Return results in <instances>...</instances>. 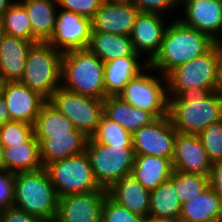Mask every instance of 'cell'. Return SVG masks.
Instances as JSON below:
<instances>
[{
    "mask_svg": "<svg viewBox=\"0 0 222 222\" xmlns=\"http://www.w3.org/2000/svg\"><path fill=\"white\" fill-rule=\"evenodd\" d=\"M217 42L176 19L167 26L159 52L148 62L150 70L167 76L173 69L207 53Z\"/></svg>",
    "mask_w": 222,
    "mask_h": 222,
    "instance_id": "6da1fadb",
    "label": "cell"
},
{
    "mask_svg": "<svg viewBox=\"0 0 222 222\" xmlns=\"http://www.w3.org/2000/svg\"><path fill=\"white\" fill-rule=\"evenodd\" d=\"M168 116L177 132L198 135L222 120V93L217 90L169 97Z\"/></svg>",
    "mask_w": 222,
    "mask_h": 222,
    "instance_id": "7a4b0ae2",
    "label": "cell"
},
{
    "mask_svg": "<svg viewBox=\"0 0 222 222\" xmlns=\"http://www.w3.org/2000/svg\"><path fill=\"white\" fill-rule=\"evenodd\" d=\"M13 206L46 222H54L58 196L45 168L14 174Z\"/></svg>",
    "mask_w": 222,
    "mask_h": 222,
    "instance_id": "3957f363",
    "label": "cell"
},
{
    "mask_svg": "<svg viewBox=\"0 0 222 222\" xmlns=\"http://www.w3.org/2000/svg\"><path fill=\"white\" fill-rule=\"evenodd\" d=\"M61 72V86L66 90L96 99L107 97L104 62L88 48L63 53Z\"/></svg>",
    "mask_w": 222,
    "mask_h": 222,
    "instance_id": "277c9868",
    "label": "cell"
},
{
    "mask_svg": "<svg viewBox=\"0 0 222 222\" xmlns=\"http://www.w3.org/2000/svg\"><path fill=\"white\" fill-rule=\"evenodd\" d=\"M168 93L177 97L187 93L218 90V43L207 53L173 69L167 76Z\"/></svg>",
    "mask_w": 222,
    "mask_h": 222,
    "instance_id": "5b68a950",
    "label": "cell"
},
{
    "mask_svg": "<svg viewBox=\"0 0 222 222\" xmlns=\"http://www.w3.org/2000/svg\"><path fill=\"white\" fill-rule=\"evenodd\" d=\"M62 56L63 53L48 42L33 44L20 82L49 100L61 86Z\"/></svg>",
    "mask_w": 222,
    "mask_h": 222,
    "instance_id": "8992f818",
    "label": "cell"
},
{
    "mask_svg": "<svg viewBox=\"0 0 222 222\" xmlns=\"http://www.w3.org/2000/svg\"><path fill=\"white\" fill-rule=\"evenodd\" d=\"M45 169L58 198L68 194L107 191L96 181L86 151L49 164Z\"/></svg>",
    "mask_w": 222,
    "mask_h": 222,
    "instance_id": "52a82bcc",
    "label": "cell"
},
{
    "mask_svg": "<svg viewBox=\"0 0 222 222\" xmlns=\"http://www.w3.org/2000/svg\"><path fill=\"white\" fill-rule=\"evenodd\" d=\"M86 153L96 181L104 189L132 173L135 157L133 147H113L95 143L89 138Z\"/></svg>",
    "mask_w": 222,
    "mask_h": 222,
    "instance_id": "ba28073f",
    "label": "cell"
},
{
    "mask_svg": "<svg viewBox=\"0 0 222 222\" xmlns=\"http://www.w3.org/2000/svg\"><path fill=\"white\" fill-rule=\"evenodd\" d=\"M48 101L88 138L96 132L103 115V99L83 96L60 86Z\"/></svg>",
    "mask_w": 222,
    "mask_h": 222,
    "instance_id": "9c48e42d",
    "label": "cell"
},
{
    "mask_svg": "<svg viewBox=\"0 0 222 222\" xmlns=\"http://www.w3.org/2000/svg\"><path fill=\"white\" fill-rule=\"evenodd\" d=\"M145 73L143 70L129 81L118 96L135 108L150 112L156 119L168 116L171 94H168L166 76L162 77L164 86L159 78Z\"/></svg>",
    "mask_w": 222,
    "mask_h": 222,
    "instance_id": "30bf717a",
    "label": "cell"
},
{
    "mask_svg": "<svg viewBox=\"0 0 222 222\" xmlns=\"http://www.w3.org/2000/svg\"><path fill=\"white\" fill-rule=\"evenodd\" d=\"M132 136L135 156L151 155L172 160L177 131L169 116L142 126Z\"/></svg>",
    "mask_w": 222,
    "mask_h": 222,
    "instance_id": "8fae6325",
    "label": "cell"
},
{
    "mask_svg": "<svg viewBox=\"0 0 222 222\" xmlns=\"http://www.w3.org/2000/svg\"><path fill=\"white\" fill-rule=\"evenodd\" d=\"M91 34L92 19L62 9L57 14L54 29L48 43L62 53L87 49Z\"/></svg>",
    "mask_w": 222,
    "mask_h": 222,
    "instance_id": "7c38bea8",
    "label": "cell"
},
{
    "mask_svg": "<svg viewBox=\"0 0 222 222\" xmlns=\"http://www.w3.org/2000/svg\"><path fill=\"white\" fill-rule=\"evenodd\" d=\"M139 13L131 0H105L92 18V32L130 36Z\"/></svg>",
    "mask_w": 222,
    "mask_h": 222,
    "instance_id": "4fadbf2b",
    "label": "cell"
},
{
    "mask_svg": "<svg viewBox=\"0 0 222 222\" xmlns=\"http://www.w3.org/2000/svg\"><path fill=\"white\" fill-rule=\"evenodd\" d=\"M107 195V191H92L59 197L54 222H101Z\"/></svg>",
    "mask_w": 222,
    "mask_h": 222,
    "instance_id": "5bb4252c",
    "label": "cell"
},
{
    "mask_svg": "<svg viewBox=\"0 0 222 222\" xmlns=\"http://www.w3.org/2000/svg\"><path fill=\"white\" fill-rule=\"evenodd\" d=\"M172 163L176 171L205 176H209L212 168V162L197 134L177 132Z\"/></svg>",
    "mask_w": 222,
    "mask_h": 222,
    "instance_id": "9a60e30c",
    "label": "cell"
},
{
    "mask_svg": "<svg viewBox=\"0 0 222 222\" xmlns=\"http://www.w3.org/2000/svg\"><path fill=\"white\" fill-rule=\"evenodd\" d=\"M2 96L11 121L35 124L42 105L47 101L20 81L5 82Z\"/></svg>",
    "mask_w": 222,
    "mask_h": 222,
    "instance_id": "2e32d148",
    "label": "cell"
},
{
    "mask_svg": "<svg viewBox=\"0 0 222 222\" xmlns=\"http://www.w3.org/2000/svg\"><path fill=\"white\" fill-rule=\"evenodd\" d=\"M184 25L209 35L217 43L222 33V0H186ZM218 34V35H217Z\"/></svg>",
    "mask_w": 222,
    "mask_h": 222,
    "instance_id": "e0dca14e",
    "label": "cell"
},
{
    "mask_svg": "<svg viewBox=\"0 0 222 222\" xmlns=\"http://www.w3.org/2000/svg\"><path fill=\"white\" fill-rule=\"evenodd\" d=\"M162 16L156 13L140 12L130 35L136 53L150 52L147 62L151 61L159 52L164 38L167 27L163 25Z\"/></svg>",
    "mask_w": 222,
    "mask_h": 222,
    "instance_id": "ac0fdd59",
    "label": "cell"
},
{
    "mask_svg": "<svg viewBox=\"0 0 222 222\" xmlns=\"http://www.w3.org/2000/svg\"><path fill=\"white\" fill-rule=\"evenodd\" d=\"M40 144V157L44 168L86 151L88 137L82 132L49 134V138H36Z\"/></svg>",
    "mask_w": 222,
    "mask_h": 222,
    "instance_id": "d6986e66",
    "label": "cell"
},
{
    "mask_svg": "<svg viewBox=\"0 0 222 222\" xmlns=\"http://www.w3.org/2000/svg\"><path fill=\"white\" fill-rule=\"evenodd\" d=\"M108 196L132 213L146 219L149 214L150 191L131 174L116 181L107 189Z\"/></svg>",
    "mask_w": 222,
    "mask_h": 222,
    "instance_id": "ffe728a7",
    "label": "cell"
},
{
    "mask_svg": "<svg viewBox=\"0 0 222 222\" xmlns=\"http://www.w3.org/2000/svg\"><path fill=\"white\" fill-rule=\"evenodd\" d=\"M140 56L115 58L104 63V87L106 96H118L126 84L143 70H149L148 62L139 64Z\"/></svg>",
    "mask_w": 222,
    "mask_h": 222,
    "instance_id": "44dd1931",
    "label": "cell"
},
{
    "mask_svg": "<svg viewBox=\"0 0 222 222\" xmlns=\"http://www.w3.org/2000/svg\"><path fill=\"white\" fill-rule=\"evenodd\" d=\"M34 43L6 35L0 46V74L5 82L20 81L25 71L28 51Z\"/></svg>",
    "mask_w": 222,
    "mask_h": 222,
    "instance_id": "7402d4cb",
    "label": "cell"
},
{
    "mask_svg": "<svg viewBox=\"0 0 222 222\" xmlns=\"http://www.w3.org/2000/svg\"><path fill=\"white\" fill-rule=\"evenodd\" d=\"M103 114L132 135L142 126L156 120L150 112L135 108L120 96H107L103 99Z\"/></svg>",
    "mask_w": 222,
    "mask_h": 222,
    "instance_id": "603a6c76",
    "label": "cell"
},
{
    "mask_svg": "<svg viewBox=\"0 0 222 222\" xmlns=\"http://www.w3.org/2000/svg\"><path fill=\"white\" fill-rule=\"evenodd\" d=\"M26 10L32 31L33 43L48 42L56 22L57 0H20Z\"/></svg>",
    "mask_w": 222,
    "mask_h": 222,
    "instance_id": "cb8c5ba5",
    "label": "cell"
},
{
    "mask_svg": "<svg viewBox=\"0 0 222 222\" xmlns=\"http://www.w3.org/2000/svg\"><path fill=\"white\" fill-rule=\"evenodd\" d=\"M171 159L141 155L134 157L131 175L147 190L151 191L170 179L173 173Z\"/></svg>",
    "mask_w": 222,
    "mask_h": 222,
    "instance_id": "d4e9b609",
    "label": "cell"
},
{
    "mask_svg": "<svg viewBox=\"0 0 222 222\" xmlns=\"http://www.w3.org/2000/svg\"><path fill=\"white\" fill-rule=\"evenodd\" d=\"M88 49L104 63L119 57L141 56L136 53L130 36L92 32Z\"/></svg>",
    "mask_w": 222,
    "mask_h": 222,
    "instance_id": "484cf974",
    "label": "cell"
},
{
    "mask_svg": "<svg viewBox=\"0 0 222 222\" xmlns=\"http://www.w3.org/2000/svg\"><path fill=\"white\" fill-rule=\"evenodd\" d=\"M222 213V199L209 186L203 193L182 204V222H216Z\"/></svg>",
    "mask_w": 222,
    "mask_h": 222,
    "instance_id": "4316f807",
    "label": "cell"
},
{
    "mask_svg": "<svg viewBox=\"0 0 222 222\" xmlns=\"http://www.w3.org/2000/svg\"><path fill=\"white\" fill-rule=\"evenodd\" d=\"M6 170L11 173L37 171L44 168L40 144L33 135L25 144L4 148Z\"/></svg>",
    "mask_w": 222,
    "mask_h": 222,
    "instance_id": "83f0119b",
    "label": "cell"
},
{
    "mask_svg": "<svg viewBox=\"0 0 222 222\" xmlns=\"http://www.w3.org/2000/svg\"><path fill=\"white\" fill-rule=\"evenodd\" d=\"M182 204L170 180L150 191L148 216L180 218Z\"/></svg>",
    "mask_w": 222,
    "mask_h": 222,
    "instance_id": "f1b7e54d",
    "label": "cell"
},
{
    "mask_svg": "<svg viewBox=\"0 0 222 222\" xmlns=\"http://www.w3.org/2000/svg\"><path fill=\"white\" fill-rule=\"evenodd\" d=\"M78 131L72 122L48 100L42 105L34 124L36 138H49V134H69Z\"/></svg>",
    "mask_w": 222,
    "mask_h": 222,
    "instance_id": "f546056e",
    "label": "cell"
},
{
    "mask_svg": "<svg viewBox=\"0 0 222 222\" xmlns=\"http://www.w3.org/2000/svg\"><path fill=\"white\" fill-rule=\"evenodd\" d=\"M181 204L191 201L209 187V176L174 170L170 179Z\"/></svg>",
    "mask_w": 222,
    "mask_h": 222,
    "instance_id": "4dcf8cb0",
    "label": "cell"
},
{
    "mask_svg": "<svg viewBox=\"0 0 222 222\" xmlns=\"http://www.w3.org/2000/svg\"><path fill=\"white\" fill-rule=\"evenodd\" d=\"M1 19L6 35L33 42V31L29 17L18 0L14 1Z\"/></svg>",
    "mask_w": 222,
    "mask_h": 222,
    "instance_id": "1f68e13d",
    "label": "cell"
},
{
    "mask_svg": "<svg viewBox=\"0 0 222 222\" xmlns=\"http://www.w3.org/2000/svg\"><path fill=\"white\" fill-rule=\"evenodd\" d=\"M95 143L109 146L133 147V136L119 124L104 114L101 116L96 132L90 137Z\"/></svg>",
    "mask_w": 222,
    "mask_h": 222,
    "instance_id": "d6a6232c",
    "label": "cell"
},
{
    "mask_svg": "<svg viewBox=\"0 0 222 222\" xmlns=\"http://www.w3.org/2000/svg\"><path fill=\"white\" fill-rule=\"evenodd\" d=\"M34 135V125L9 121L0 126V143L4 148L23 145Z\"/></svg>",
    "mask_w": 222,
    "mask_h": 222,
    "instance_id": "836d02e7",
    "label": "cell"
},
{
    "mask_svg": "<svg viewBox=\"0 0 222 222\" xmlns=\"http://www.w3.org/2000/svg\"><path fill=\"white\" fill-rule=\"evenodd\" d=\"M209 160L213 163L222 160V120L210 124L199 134Z\"/></svg>",
    "mask_w": 222,
    "mask_h": 222,
    "instance_id": "e575fe53",
    "label": "cell"
},
{
    "mask_svg": "<svg viewBox=\"0 0 222 222\" xmlns=\"http://www.w3.org/2000/svg\"><path fill=\"white\" fill-rule=\"evenodd\" d=\"M143 218L132 213L112 200L108 195L104 200L101 222H141Z\"/></svg>",
    "mask_w": 222,
    "mask_h": 222,
    "instance_id": "d590c367",
    "label": "cell"
},
{
    "mask_svg": "<svg viewBox=\"0 0 222 222\" xmlns=\"http://www.w3.org/2000/svg\"><path fill=\"white\" fill-rule=\"evenodd\" d=\"M63 10L92 19L105 0H57Z\"/></svg>",
    "mask_w": 222,
    "mask_h": 222,
    "instance_id": "8d00e7d4",
    "label": "cell"
},
{
    "mask_svg": "<svg viewBox=\"0 0 222 222\" xmlns=\"http://www.w3.org/2000/svg\"><path fill=\"white\" fill-rule=\"evenodd\" d=\"M14 174L10 171L0 172V210L13 206Z\"/></svg>",
    "mask_w": 222,
    "mask_h": 222,
    "instance_id": "74e56055",
    "label": "cell"
},
{
    "mask_svg": "<svg viewBox=\"0 0 222 222\" xmlns=\"http://www.w3.org/2000/svg\"><path fill=\"white\" fill-rule=\"evenodd\" d=\"M133 4L144 13H156L162 15V12L175 9L179 5L177 0H131Z\"/></svg>",
    "mask_w": 222,
    "mask_h": 222,
    "instance_id": "f35d334b",
    "label": "cell"
},
{
    "mask_svg": "<svg viewBox=\"0 0 222 222\" xmlns=\"http://www.w3.org/2000/svg\"><path fill=\"white\" fill-rule=\"evenodd\" d=\"M1 222H46L45 220L28 214L15 206L0 210Z\"/></svg>",
    "mask_w": 222,
    "mask_h": 222,
    "instance_id": "ab89813d",
    "label": "cell"
},
{
    "mask_svg": "<svg viewBox=\"0 0 222 222\" xmlns=\"http://www.w3.org/2000/svg\"><path fill=\"white\" fill-rule=\"evenodd\" d=\"M209 186L222 199V160L212 163L209 174Z\"/></svg>",
    "mask_w": 222,
    "mask_h": 222,
    "instance_id": "60d3db41",
    "label": "cell"
},
{
    "mask_svg": "<svg viewBox=\"0 0 222 222\" xmlns=\"http://www.w3.org/2000/svg\"><path fill=\"white\" fill-rule=\"evenodd\" d=\"M11 121L5 100L2 95H0V126L6 122Z\"/></svg>",
    "mask_w": 222,
    "mask_h": 222,
    "instance_id": "b9f144b4",
    "label": "cell"
},
{
    "mask_svg": "<svg viewBox=\"0 0 222 222\" xmlns=\"http://www.w3.org/2000/svg\"><path fill=\"white\" fill-rule=\"evenodd\" d=\"M218 91L222 93V47L218 44Z\"/></svg>",
    "mask_w": 222,
    "mask_h": 222,
    "instance_id": "7bdbcfd3",
    "label": "cell"
},
{
    "mask_svg": "<svg viewBox=\"0 0 222 222\" xmlns=\"http://www.w3.org/2000/svg\"><path fill=\"white\" fill-rule=\"evenodd\" d=\"M13 3L14 0H0V19Z\"/></svg>",
    "mask_w": 222,
    "mask_h": 222,
    "instance_id": "ee69618b",
    "label": "cell"
},
{
    "mask_svg": "<svg viewBox=\"0 0 222 222\" xmlns=\"http://www.w3.org/2000/svg\"><path fill=\"white\" fill-rule=\"evenodd\" d=\"M6 171V164L4 161V147L0 143V172Z\"/></svg>",
    "mask_w": 222,
    "mask_h": 222,
    "instance_id": "f6af8a7d",
    "label": "cell"
},
{
    "mask_svg": "<svg viewBox=\"0 0 222 222\" xmlns=\"http://www.w3.org/2000/svg\"><path fill=\"white\" fill-rule=\"evenodd\" d=\"M6 36V31L3 26L2 19H0V46L2 44V41L4 40V37Z\"/></svg>",
    "mask_w": 222,
    "mask_h": 222,
    "instance_id": "bcb514c9",
    "label": "cell"
},
{
    "mask_svg": "<svg viewBox=\"0 0 222 222\" xmlns=\"http://www.w3.org/2000/svg\"><path fill=\"white\" fill-rule=\"evenodd\" d=\"M158 222H182L179 218L158 217Z\"/></svg>",
    "mask_w": 222,
    "mask_h": 222,
    "instance_id": "7dc6e473",
    "label": "cell"
},
{
    "mask_svg": "<svg viewBox=\"0 0 222 222\" xmlns=\"http://www.w3.org/2000/svg\"><path fill=\"white\" fill-rule=\"evenodd\" d=\"M141 222H158V217L148 216L146 219H143Z\"/></svg>",
    "mask_w": 222,
    "mask_h": 222,
    "instance_id": "c3c4849f",
    "label": "cell"
},
{
    "mask_svg": "<svg viewBox=\"0 0 222 222\" xmlns=\"http://www.w3.org/2000/svg\"><path fill=\"white\" fill-rule=\"evenodd\" d=\"M5 80L3 76L0 74V95L3 93V88H4Z\"/></svg>",
    "mask_w": 222,
    "mask_h": 222,
    "instance_id": "681fc988",
    "label": "cell"
},
{
    "mask_svg": "<svg viewBox=\"0 0 222 222\" xmlns=\"http://www.w3.org/2000/svg\"><path fill=\"white\" fill-rule=\"evenodd\" d=\"M216 222H222V213L219 215V218L217 219Z\"/></svg>",
    "mask_w": 222,
    "mask_h": 222,
    "instance_id": "f907efd6",
    "label": "cell"
},
{
    "mask_svg": "<svg viewBox=\"0 0 222 222\" xmlns=\"http://www.w3.org/2000/svg\"><path fill=\"white\" fill-rule=\"evenodd\" d=\"M179 5L182 4V2H185L186 0H177Z\"/></svg>",
    "mask_w": 222,
    "mask_h": 222,
    "instance_id": "816d5d0a",
    "label": "cell"
},
{
    "mask_svg": "<svg viewBox=\"0 0 222 222\" xmlns=\"http://www.w3.org/2000/svg\"><path fill=\"white\" fill-rule=\"evenodd\" d=\"M218 44L222 47V41L221 40L218 42Z\"/></svg>",
    "mask_w": 222,
    "mask_h": 222,
    "instance_id": "f5cc1de1",
    "label": "cell"
}]
</instances>
